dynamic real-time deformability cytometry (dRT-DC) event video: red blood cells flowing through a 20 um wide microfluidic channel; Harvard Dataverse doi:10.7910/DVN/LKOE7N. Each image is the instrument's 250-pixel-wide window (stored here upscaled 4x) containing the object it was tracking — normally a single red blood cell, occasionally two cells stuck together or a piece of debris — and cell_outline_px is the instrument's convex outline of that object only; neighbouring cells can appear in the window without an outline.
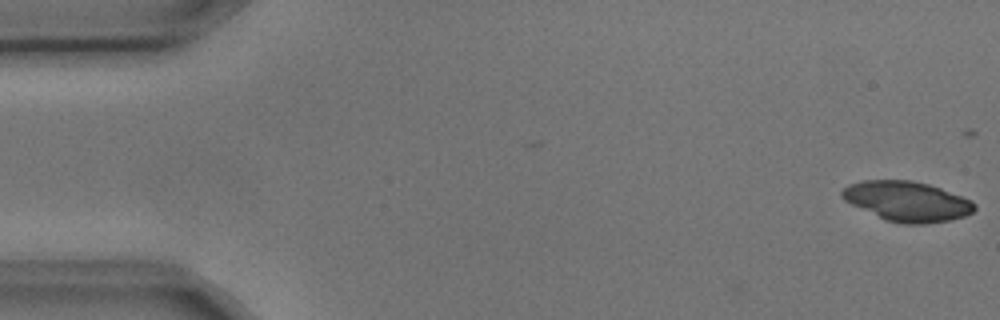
{"species": "common noctule bat (a hibernating species)", "species_latin": "Nyctalus noctula", "temperature_condition": "cold", "stored_images_in_passage": 5, "camera_frame_rate_fps": 3000, "um_per_image_px": 0.085, "animal": {"sex": "male", "body_mass_g": 17.9, "forearm_length_mm": 54.2}, "frame": {"image": 1, "passage_image": 1, "time_ms": 0.0, "image_size_px": [1000, 320], "cell_outline_px": [[976, 208], [972, 212], [964, 216], [948, 220], [928, 224], [904, 224], [884, 220], [844, 200], [840, 196], [840, 192], [848, 184], [864, 180], [912, 180], [928, 184], [940, 188], [972, 200], [976, 204]], "centroid_in_image_um": [77.09, 17.11], "position_along_channel_um": 7.9, "area_um2": 30.87}}
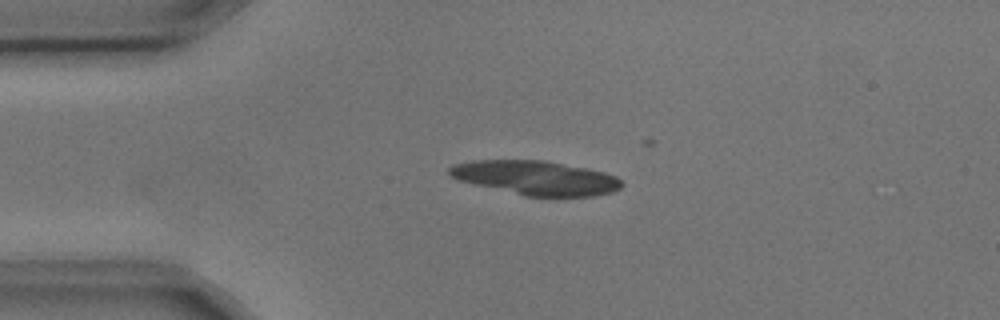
{"frame": {"image": 2, "passage_image": 4, "time_ms": 1.0, "image_size_px": [1000, 320], "cell_outline_px": [[624, 184], [620, 188], [612, 192], [592, 196], [524, 196], [460, 180], [452, 176], [448, 172], [448, 168], [452, 164], [472, 160], [544, 160], [588, 168], [604, 172], [616, 176]], "centroid_in_image_um": [45.56, 15.1], "position_along_channel_um": 39.4, "area_um2": 34.22}}